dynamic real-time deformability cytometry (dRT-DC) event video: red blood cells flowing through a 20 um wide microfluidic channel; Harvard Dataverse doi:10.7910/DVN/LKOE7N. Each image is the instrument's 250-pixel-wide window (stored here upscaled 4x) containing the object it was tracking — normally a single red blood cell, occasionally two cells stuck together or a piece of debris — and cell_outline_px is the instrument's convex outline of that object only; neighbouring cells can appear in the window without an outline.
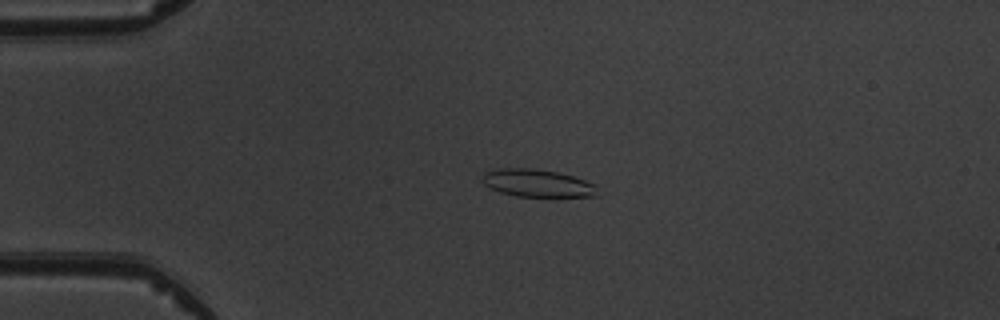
{"species": "common noctule bat (a hibernating species)", "species_latin": "Nyctalus noctula", "temperature_condition": "warm", "stored_images_in_passage": 5, "camera_frame_rate_fps": 3000, "um_per_image_px": 0.085, "animal": {"sex": "male", "body_mass_g": 19.5, "forearm_length_mm": 54.6}, "frame": {"image": 1, "passage_image": 3, "time_ms": 2.0, "image_size_px": [1000, 320], "cell_outline_px": [[600, 196], [516, 196], [500, 192], [484, 184], [484, 172], [496, 168], [528, 168], [556, 172], [572, 176], [596, 184]], "centroid_in_image_um": [45.71, 15.57], "position_along_channel_um": 39.3, "area_um2": 18.32}}